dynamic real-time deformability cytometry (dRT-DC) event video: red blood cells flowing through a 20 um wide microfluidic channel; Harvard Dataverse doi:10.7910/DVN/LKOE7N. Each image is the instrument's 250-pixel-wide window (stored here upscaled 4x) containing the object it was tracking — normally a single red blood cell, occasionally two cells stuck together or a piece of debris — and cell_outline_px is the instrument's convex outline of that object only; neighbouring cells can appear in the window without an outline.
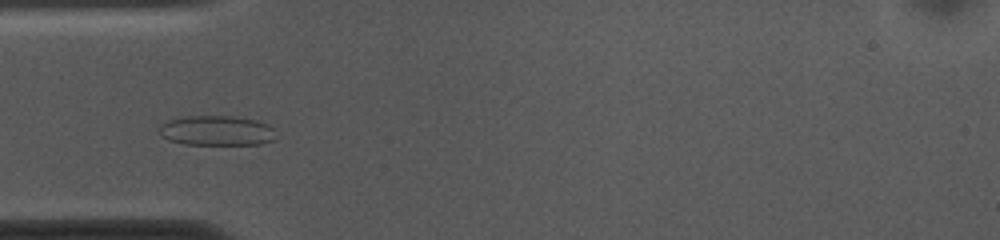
{"species": "common noctule bat (a hibernating species)", "species_latin": "Nyctalus noctula", "temperature_condition": "cold", "stored_images_in_passage": 45, "camera_frame_rate_fps": 3000, "um_per_image_px": 0.085, "animal": {"sex": "female", "body_mass_g": 10.0, "forearm_length_mm": 53.1}, "frame": {"image": 1, "passage_image": 7, "time_ms": 2.0, "image_size_px": [1000, 240], "cell_outline_px": [[276, 140], [264, 144], [184, 144], [168, 140], [160, 136], [156, 128], [160, 124], [168, 120], [184, 116], [232, 116], [256, 120], [268, 124], [272, 128]], "centroid_in_image_um": [18.37, 11.1], "position_along_channel_um": 66.6, "area_um2": 20.63}}
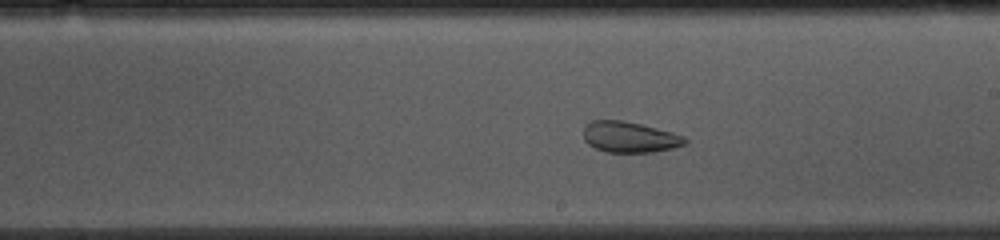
{"frame": {"image": 2, "passage_image": 21, "time_ms": 6.667, "image_size_px": [1000, 240], "cell_outline_px": [[688, 144], [672, 148], [652, 152], [608, 152], [596, 148], [588, 144], [584, 140], [584, 124], [592, 120], [624, 120], [672, 132], [684, 136], [688, 140]], "centroid_in_image_um": [53.52, 11.64], "position_along_channel_um": 235.5, "area_um2": 18.32}}
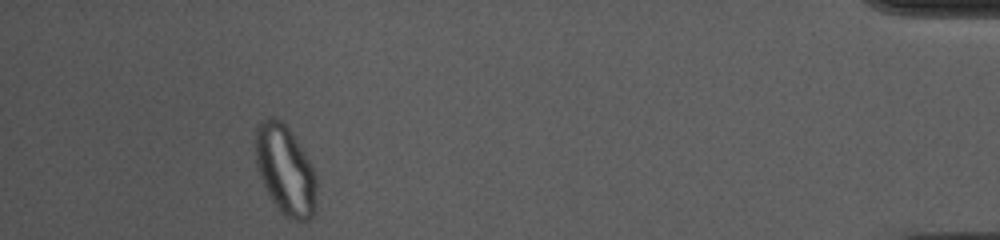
{"frame": {"image": 3, "passage_image": 41, "time_ms": 13.333, "image_size_px": [1000, 240], "cell_outline_px": [[316, 212], [308, 220], [292, 220], [284, 216], [280, 212], [272, 200], [256, 168], [252, 144], [256, 128], [268, 116], [272, 116], [280, 120], [288, 128], [300, 144], [312, 168], [316, 180]], "centroid_in_image_um": [24.21, 14.44], "position_along_channel_um": 411.0, "area_um2": 32.19}, "authors_computed_cell_mechanics": {"area_um2": 22.7732, "velocity_mm_per_s": 3.616, "shape_relaxation_time_tau1_ms": null, "shape_relaxation_time_tau2_ms": 1.3441, "deformation_change_tau1": null, "deformation_change_tau2": 0.0474}}